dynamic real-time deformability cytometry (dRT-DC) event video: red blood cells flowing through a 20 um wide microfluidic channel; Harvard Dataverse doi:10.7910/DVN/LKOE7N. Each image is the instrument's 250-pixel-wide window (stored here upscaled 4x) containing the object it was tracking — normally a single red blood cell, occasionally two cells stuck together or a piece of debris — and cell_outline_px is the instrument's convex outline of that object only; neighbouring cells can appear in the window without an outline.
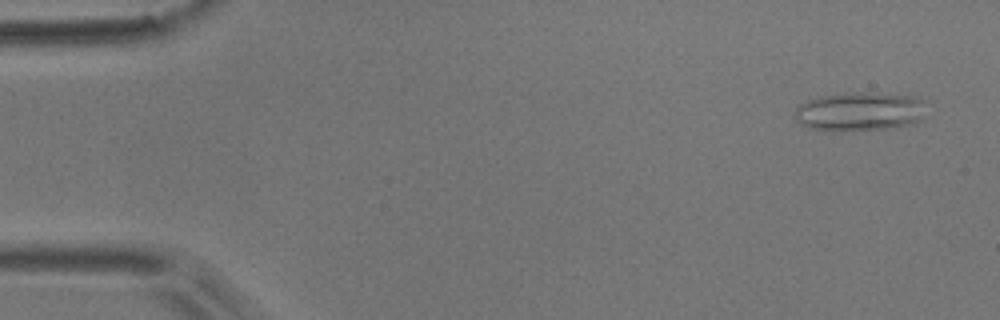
{"species": "common noctule bat (a hibernating species)", "species_latin": "Nyctalus noctula", "temperature_condition": "room temperature", "stored_images_in_passage": 11, "camera_frame_rate_fps": 3000, "um_per_image_px": 0.085, "animal": {"sex": "male", "body_mass_g": 17.9}, "frame": {"image": 1, "passage_image": 2, "time_ms": 0.333, "image_size_px": [1000, 320], "cell_outline_px": [[928, 116], [912, 124], [888, 128], [808, 128], [800, 124], [792, 116], [796, 108], [800, 104], [808, 100], [820, 96], [844, 92], [872, 92], [916, 96], [920, 100]], "centroid_in_image_um": [73.1, 9.42], "position_along_channel_um": 11.9, "area_um2": 29.36}}